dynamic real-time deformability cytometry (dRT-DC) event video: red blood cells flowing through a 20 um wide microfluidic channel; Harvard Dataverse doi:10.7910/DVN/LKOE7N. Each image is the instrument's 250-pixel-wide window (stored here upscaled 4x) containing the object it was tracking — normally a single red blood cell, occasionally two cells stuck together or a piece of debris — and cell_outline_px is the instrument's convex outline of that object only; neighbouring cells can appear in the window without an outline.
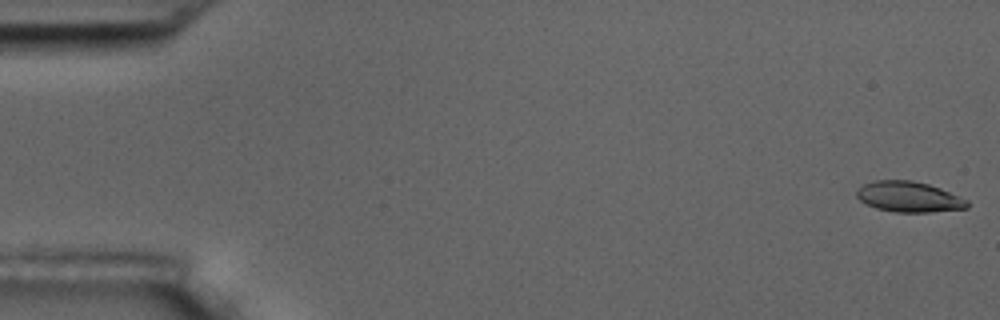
{"species": "common noctule bat (a hibernating species)", "species_latin": "Nyctalus noctula", "temperature_condition": "room temperature", "stored_images_in_passage": 6, "segment_of_instrument_passage": [1, 2], "camera_frame_rate_fps": 3000, "um_per_image_px": 0.085, "animal": {"sex": "male", "body_mass_g": 17.5, "forearm_length_mm": 52.3}, "frame": {"image": 1, "passage_image": 1, "time_ms": 0.0, "image_size_px": [1000, 320], "cell_outline_px": [[968, 208], [928, 212], [896, 212], [876, 208], [860, 200], [856, 196], [856, 188], [872, 180], [912, 180], [928, 184], [940, 188], [968, 200]], "centroid_in_image_um": [77.23, 16.72], "position_along_channel_um": 7.8, "area_um2": 19.65}}
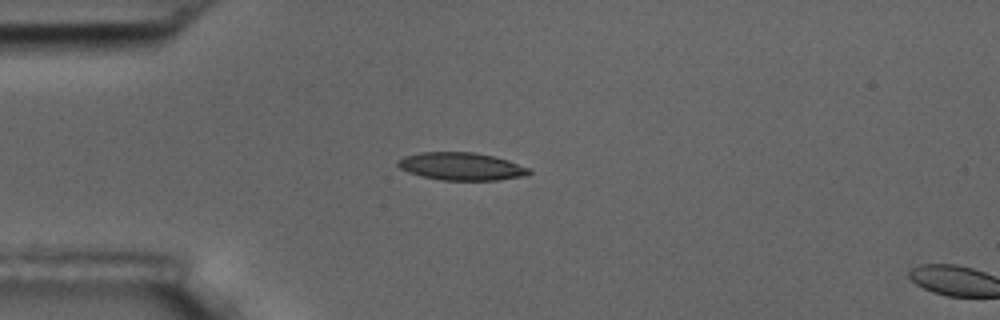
{"frame": {"image": 2, "passage_image": 5, "time_ms": 4.667, "image_size_px": [1000, 320], "cell_outline_px": [[532, 172], [524, 176], [500, 180], [440, 180], [408, 172], [400, 168], [396, 164], [396, 160], [404, 156], [420, 152], [476, 152], [496, 156], [508, 160], [528, 168]], "centroid_in_image_um": [39.2, 14.13], "position_along_channel_um": 45.8, "area_um2": 21.27}}